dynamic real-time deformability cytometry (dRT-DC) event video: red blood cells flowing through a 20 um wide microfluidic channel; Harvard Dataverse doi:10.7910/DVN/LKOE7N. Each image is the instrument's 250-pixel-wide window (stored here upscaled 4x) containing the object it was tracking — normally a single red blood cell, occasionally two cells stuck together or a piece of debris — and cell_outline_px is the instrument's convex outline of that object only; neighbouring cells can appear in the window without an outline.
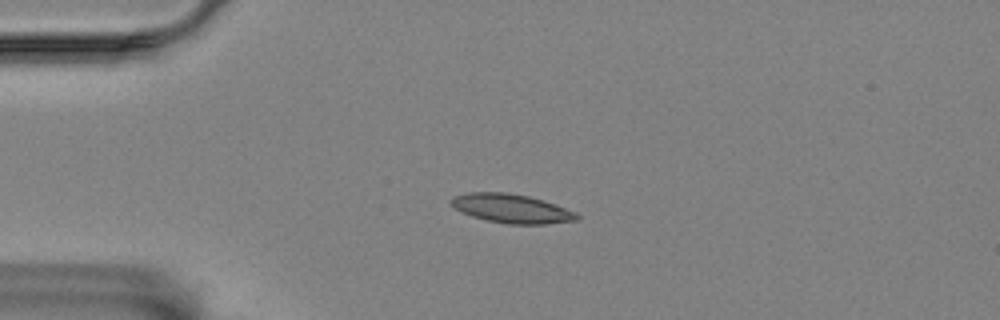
{"species": "Egyptian fruit bat (a non-hibernating species)", "species_latin": "Rousettus aegyptiacus", "temperature_condition": "room temperature", "stored_images_in_passage": 57, "camera_frame_rate_fps": 3000, "um_per_image_px": 0.085, "animal": {"sex": "female"}, "frame": {"image": 1, "passage_image": 13, "time_ms": 4.0, "image_size_px": [1000, 320], "cell_outline_px": [[580, 216], [576, 220], [548, 224], [508, 224], [488, 220], [472, 216], [448, 204], [448, 200], [452, 196], [468, 192], [508, 192], [528, 196], [576, 212]], "centroid_in_image_um": [43.42, 17.72], "position_along_channel_um": 41.6, "area_um2": 21.04}}
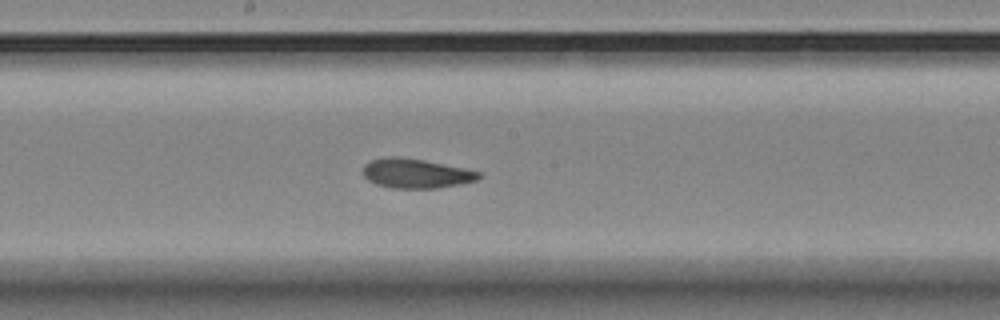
{"frame": {"image": 2, "passage_image": 30, "time_ms": 9.667, "image_size_px": [1000, 320], "cell_outline_px": [[484, 176], [476, 180], [460, 184], [436, 188], [392, 188], [376, 184], [368, 180], [364, 176], [364, 164], [372, 160], [392, 156], [396, 156], [424, 160], [464, 168], [480, 172]], "centroid_in_image_um": [35.38, 14.74], "position_along_channel_um": 212.8, "area_um2": 19.77}}
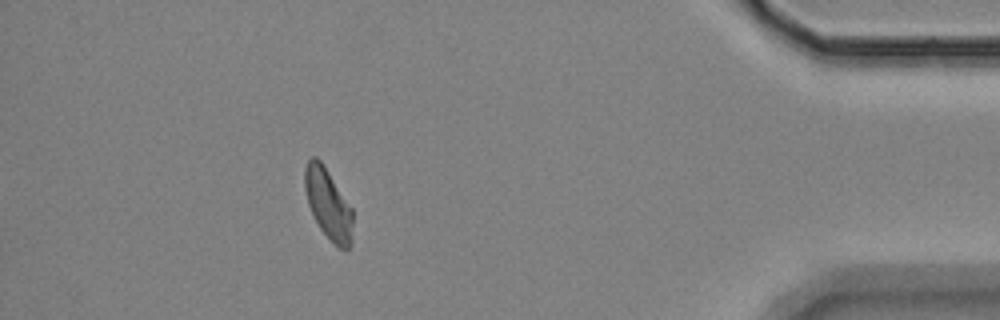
{"frame": {"image": 3, "passage_image": 51, "time_ms": 16.667, "image_size_px": [1000, 320], "cell_outline_px": [[352, 244], [348, 248], [336, 248], [320, 228], [308, 204], [304, 188], [304, 168], [308, 160], [312, 156], [316, 156], [320, 160], [352, 208]], "centroid_in_image_um": [27.89, 17.35], "position_along_channel_um": 407.3, "area_um2": 19.59}, "authors_computed_cell_mechanics": {"area_um2": 19.9988, "velocity_mm_per_s": 3.4601, "shape_relaxation_time_tau1_ms": 4.6214, "shape_relaxation_time_tau2_ms": 2.9809, "deformation_change_tau1": 0.1402, "deformation_change_tau2": 0.099}}